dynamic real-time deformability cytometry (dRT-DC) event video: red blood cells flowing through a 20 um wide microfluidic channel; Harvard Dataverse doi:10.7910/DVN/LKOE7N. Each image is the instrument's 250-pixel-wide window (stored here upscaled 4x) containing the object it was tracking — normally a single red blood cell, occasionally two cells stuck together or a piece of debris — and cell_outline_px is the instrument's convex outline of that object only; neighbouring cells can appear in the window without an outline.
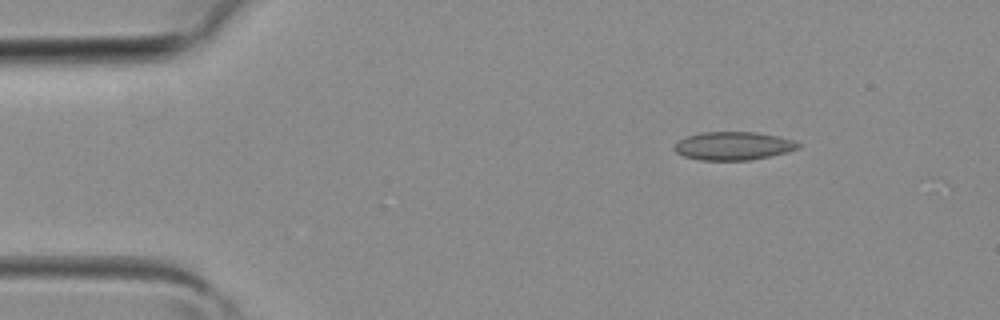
{"species": "common noctule bat (a hibernating species)", "species_latin": "Nyctalus noctula", "temperature_condition": "room temperature", "stored_images_in_passage": 3, "camera_frame_rate_fps": 3000, "um_per_image_px": 0.085, "animal": {"sex": "female", "body_mass_g": 19.3, "forearm_length_mm": 54.1}, "frame": {"image": 1, "passage_image": 1, "time_ms": 0.0, "image_size_px": [1000, 320], "cell_outline_px": [[800, 148], [788, 152], [748, 160], [700, 160], [684, 156], [676, 152], [672, 148], [684, 136], [700, 132], [756, 132], [780, 136], [796, 140], [800, 144]], "centroid_in_image_um": [62.35, 12.39], "position_along_channel_um": 22.7, "area_um2": 20.58}}
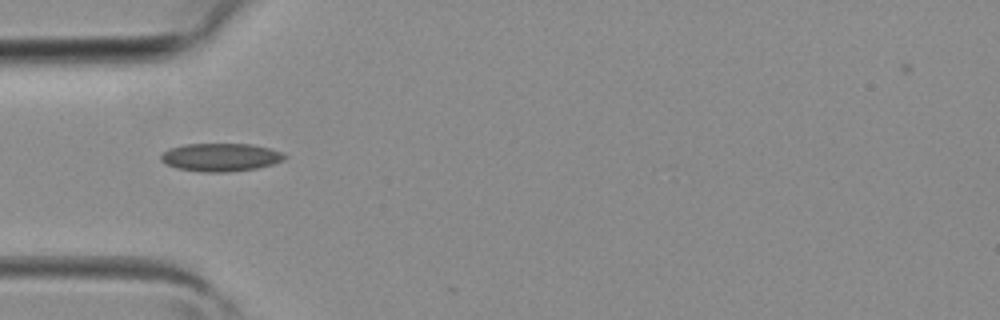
{"frame": {"image": 2, "passage_image": 3, "time_ms": 0.667, "image_size_px": [1000, 320], "cell_outline_px": [[288, 156], [284, 160], [272, 164], [256, 168], [228, 172], [204, 172], [176, 168], [164, 164], [160, 160], [160, 156], [168, 148], [184, 144], [252, 144], [268, 148], [280, 152]], "centroid_in_image_um": [18.71, 13.37], "position_along_channel_um": 66.3, "area_um2": 20.29}}